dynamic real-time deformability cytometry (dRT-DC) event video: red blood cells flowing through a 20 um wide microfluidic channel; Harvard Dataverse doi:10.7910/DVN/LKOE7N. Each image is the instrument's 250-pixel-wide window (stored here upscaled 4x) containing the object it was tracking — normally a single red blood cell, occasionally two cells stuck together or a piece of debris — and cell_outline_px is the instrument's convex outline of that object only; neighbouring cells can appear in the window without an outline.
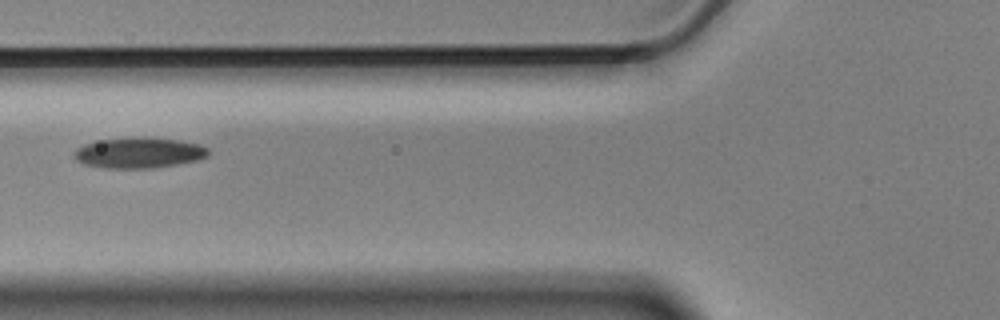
{"species": "Egyptian fruit bat (a non-hibernating species)", "species_latin": "Rousettus aegyptiacus", "temperature_condition": "cold", "stored_images_in_passage": 5, "camera_frame_rate_fps": 3000, "um_per_image_px": 0.085, "animal": {"sex": "male"}, "frame": {"image": 1, "passage_image": 3, "time_ms": 0.667, "image_size_px": [1000, 320], "cell_outline_px": [[208, 156], [200, 160], [152, 168], [104, 168], [84, 164], [76, 160], [72, 156], [72, 152], [76, 148], [84, 144], [104, 140], [132, 136], [144, 136], [176, 140], [200, 144], [208, 148]], "centroid_in_image_um": [11.79, 12.98], "position_along_channel_um": 114.0, "area_um2": 24.22}}
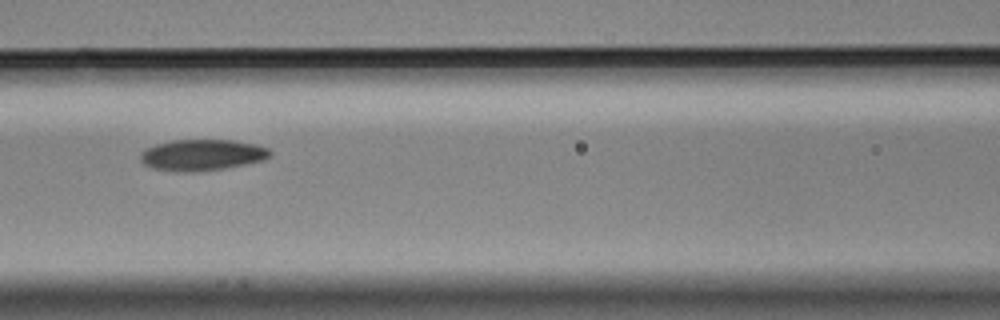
{"frame": {"image": 2, "passage_image": 4, "time_ms": 1.0, "image_size_px": [1000, 320], "cell_outline_px": [[272, 152], [264, 160], [224, 168], [196, 172], [180, 172], [152, 168], [144, 164], [140, 160], [140, 152], [144, 148], [156, 144], [172, 140], [232, 140], [256, 144], [268, 148]], "centroid_in_image_um": [17.14, 13.17], "position_along_channel_um": 149.5, "area_um2": 23.64}}
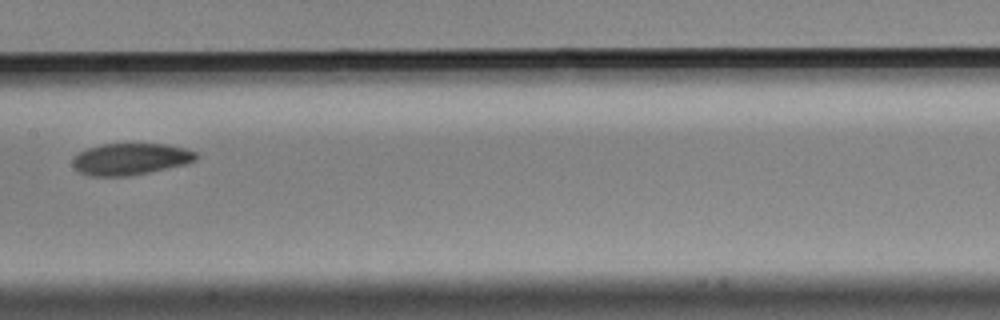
{"frame": {"image": 3, "passage_image": 5, "time_ms": 1.333, "image_size_px": [1000, 320], "cell_outline_px": [[200, 156], [196, 160], [188, 164], [128, 176], [92, 176], [80, 172], [72, 164], [72, 160], [80, 152], [88, 148], [104, 144], [168, 144], [184, 148], [196, 152]], "centroid_in_image_um": [11.15, 13.52], "position_along_channel_um": 196.3, "area_um2": 22.72}}